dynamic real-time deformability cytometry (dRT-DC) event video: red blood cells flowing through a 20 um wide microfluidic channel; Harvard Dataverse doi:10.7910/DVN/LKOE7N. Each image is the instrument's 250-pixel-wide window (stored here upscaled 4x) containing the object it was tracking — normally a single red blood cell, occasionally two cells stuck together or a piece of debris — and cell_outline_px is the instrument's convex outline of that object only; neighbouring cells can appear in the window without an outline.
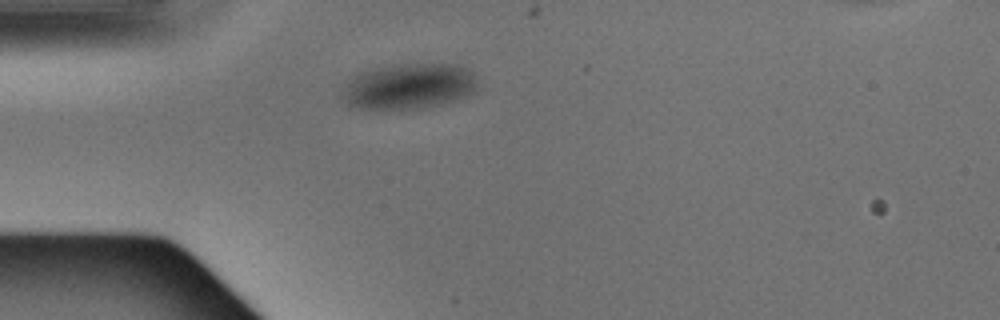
{"species": "Egyptian fruit bat (a non-hibernating species)", "species_latin": "Rousettus aegyptiacus", "temperature_condition": "warm", "stored_images_in_passage": 1, "camera_frame_rate_fps": 3000, "um_per_image_px": 0.085, "animal": {"sex": "male"}, "frame": {"image": 1, "passage_image": 1, "time_ms": 0.0, "image_size_px": [1000, 320], "cell_outline_px": [[476, 92], [468, 96], [424, 108], [348, 108], [336, 96], [340, 88], [348, 80], [360, 72], [376, 68], [396, 64], [456, 64], [468, 68], [472, 72], [476, 80]], "centroid_in_image_um": [34.65, 7.34], "position_along_channel_um": 50.3, "area_um2": 36.59}}